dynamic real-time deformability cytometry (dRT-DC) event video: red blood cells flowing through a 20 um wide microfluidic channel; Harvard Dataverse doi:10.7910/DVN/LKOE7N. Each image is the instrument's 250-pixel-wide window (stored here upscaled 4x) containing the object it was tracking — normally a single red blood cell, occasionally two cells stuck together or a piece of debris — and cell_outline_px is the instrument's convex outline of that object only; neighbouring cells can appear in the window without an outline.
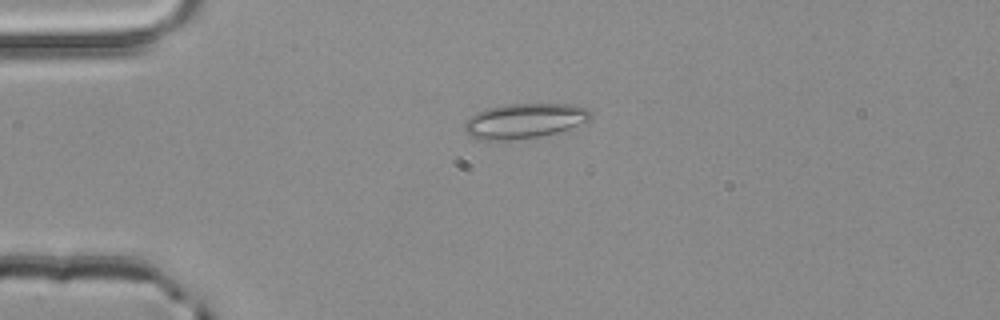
{"species": "common noctule bat (a hibernating species)", "species_latin": "Nyctalus noctula", "temperature_condition": "room temperature", "stored_images_in_passage": 3, "camera_frame_rate_fps": 3000, "um_per_image_px": 0.085, "animal": {"sex": "male", "body_mass_g": 20.4}, "frame": {"image": 1, "passage_image": 3, "time_ms": 0.667, "image_size_px": [1000, 320], "cell_outline_px": [[592, 120], [588, 124], [540, 136], [508, 140], [484, 140], [472, 136], [464, 128], [464, 124], [476, 112], [484, 108], [504, 104], [576, 104], [588, 108], [592, 112]], "centroid_in_image_um": [44.69, 10.25], "position_along_channel_um": 40.3, "area_um2": 26.01}}